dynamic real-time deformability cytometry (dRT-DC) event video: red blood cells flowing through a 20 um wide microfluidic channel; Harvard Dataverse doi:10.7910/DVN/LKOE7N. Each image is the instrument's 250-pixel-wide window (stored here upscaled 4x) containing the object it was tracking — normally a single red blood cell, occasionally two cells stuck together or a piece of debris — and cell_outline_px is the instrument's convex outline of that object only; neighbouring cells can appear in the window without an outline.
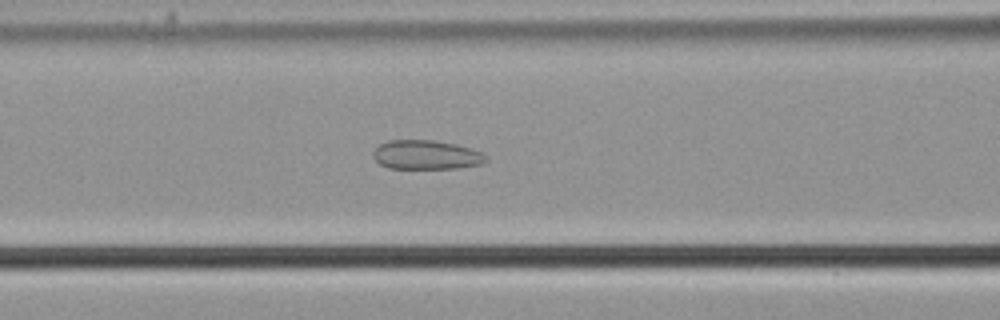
{"species": "common noctule bat (a hibernating species)", "species_latin": "Nyctalus noctula", "temperature_condition": "cold", "stored_images_in_passage": 37, "camera_frame_rate_fps": 3000, "um_per_image_px": 0.085, "animal": {"sex": "male", "body_mass_g": 21.5, "forearm_length_mm": 52.0}, "frame": {"image": 1, "passage_image": 14, "time_ms": 4.333, "image_size_px": [1000, 320], "cell_outline_px": [[488, 160], [484, 164], [460, 168], [388, 168], [380, 164], [372, 156], [372, 152], [380, 144], [388, 140], [432, 140], [456, 144], [484, 152], [488, 156]], "centroid_in_image_um": [36.28, 13.16], "position_along_channel_um": 130.3, "area_um2": 19.42}}
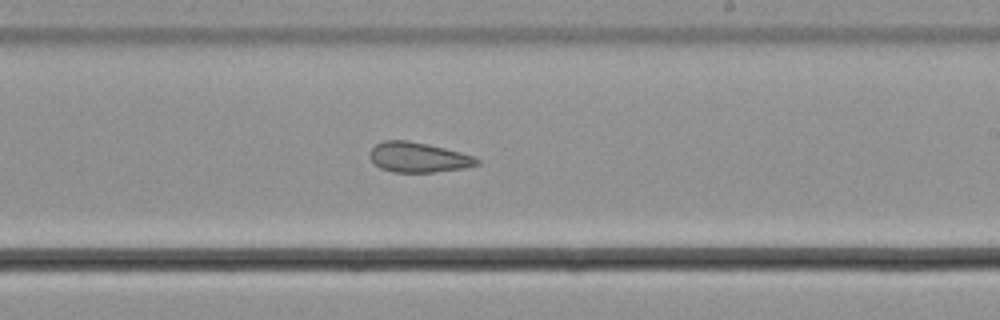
{"frame": {"image": 2, "passage_image": 24, "time_ms": 7.667, "image_size_px": [1000, 320], "cell_outline_px": [[480, 164], [464, 168], [432, 172], [392, 172], [380, 168], [368, 156], [372, 148], [376, 144], [384, 140], [408, 140], [428, 144], [460, 152], [472, 156], [480, 160]], "centroid_in_image_um": [35.54, 13.37], "position_along_channel_um": 253.5, "area_um2": 18.67}}
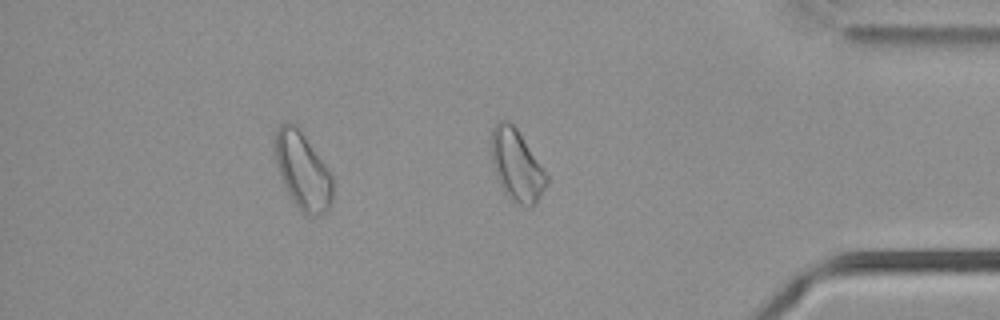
{"frame": {"image": 3, "passage_image": 37, "time_ms": 12.0, "image_size_px": [1000, 320], "cell_outline_px": [[548, 184], [536, 204], [532, 208], [528, 208], [520, 204], [508, 196], [504, 192], [496, 176], [492, 160], [492, 128], [500, 120], [508, 120], [516, 128], [548, 176]], "centroid_in_image_um": [43.93, 14.09], "position_along_channel_um": 391.3, "area_um2": 22.72}, "authors_computed_cell_mechanics": {"area_um2": 19.5942, "velocity_mm_per_s": 3.6953, "shape_relaxation_time_tau1_ms": null, "shape_relaxation_time_tau2_ms": 2.2832, "deformation_change_tau1": null, "deformation_change_tau2": 0.0774}}